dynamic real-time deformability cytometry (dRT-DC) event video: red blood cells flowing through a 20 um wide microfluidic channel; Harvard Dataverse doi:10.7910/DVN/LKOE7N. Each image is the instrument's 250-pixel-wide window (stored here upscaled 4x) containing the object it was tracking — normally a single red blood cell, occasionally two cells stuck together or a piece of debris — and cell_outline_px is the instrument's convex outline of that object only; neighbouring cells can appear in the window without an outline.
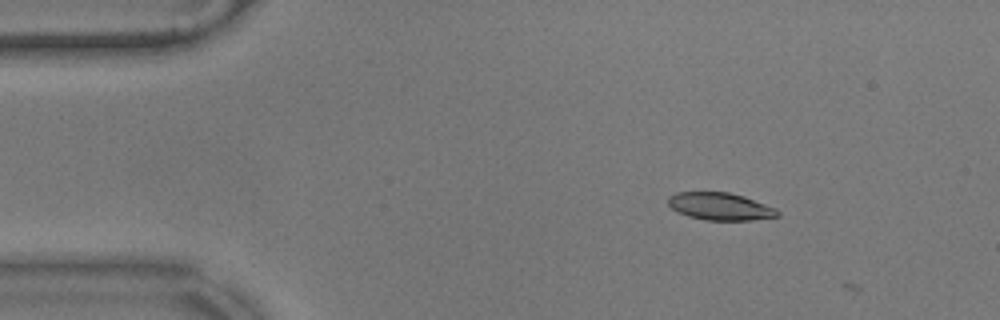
{"species": "common noctule bat (a hibernating species)", "species_latin": "Nyctalus noctula", "temperature_condition": "warm", "stored_images_in_passage": 4, "camera_frame_rate_fps": 3000, "um_per_image_px": 0.085, "animal": {"sex": "male", "body_mass_g": 17.9}, "frame": {"image": 1, "passage_image": 3, "time_ms": 0.667, "image_size_px": [1000, 320], "cell_outline_px": [[780, 216], [752, 220], [704, 220], [688, 216], [676, 212], [668, 204], [668, 196], [676, 192], [728, 192], [744, 196], [776, 208], [780, 212]], "centroid_in_image_um": [61.21, 17.55], "position_along_channel_um": 23.8, "area_um2": 17.63}}